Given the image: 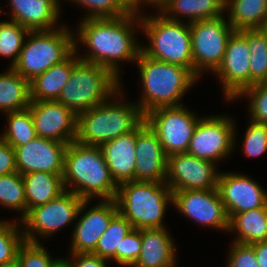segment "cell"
Wrapping results in <instances>:
<instances>
[{
    "label": "cell",
    "instance_id": "4",
    "mask_svg": "<svg viewBox=\"0 0 267 267\" xmlns=\"http://www.w3.org/2000/svg\"><path fill=\"white\" fill-rule=\"evenodd\" d=\"M136 63L143 88L137 105L144 115L159 107L183 105L179 101L198 80L187 68L153 59L142 51Z\"/></svg>",
    "mask_w": 267,
    "mask_h": 267
},
{
    "label": "cell",
    "instance_id": "2",
    "mask_svg": "<svg viewBox=\"0 0 267 267\" xmlns=\"http://www.w3.org/2000/svg\"><path fill=\"white\" fill-rule=\"evenodd\" d=\"M63 185L83 200L115 199L118 185L112 179L100 146L70 142L64 155Z\"/></svg>",
    "mask_w": 267,
    "mask_h": 267
},
{
    "label": "cell",
    "instance_id": "21",
    "mask_svg": "<svg viewBox=\"0 0 267 267\" xmlns=\"http://www.w3.org/2000/svg\"><path fill=\"white\" fill-rule=\"evenodd\" d=\"M136 138L137 128L100 146L111 177L117 185L135 181Z\"/></svg>",
    "mask_w": 267,
    "mask_h": 267
},
{
    "label": "cell",
    "instance_id": "15",
    "mask_svg": "<svg viewBox=\"0 0 267 267\" xmlns=\"http://www.w3.org/2000/svg\"><path fill=\"white\" fill-rule=\"evenodd\" d=\"M250 55L247 39L234 31L227 41L223 61L214 72L222 81L227 101L237 100L250 87Z\"/></svg>",
    "mask_w": 267,
    "mask_h": 267
},
{
    "label": "cell",
    "instance_id": "27",
    "mask_svg": "<svg viewBox=\"0 0 267 267\" xmlns=\"http://www.w3.org/2000/svg\"><path fill=\"white\" fill-rule=\"evenodd\" d=\"M225 10L235 31L261 29L267 20V0H225Z\"/></svg>",
    "mask_w": 267,
    "mask_h": 267
},
{
    "label": "cell",
    "instance_id": "40",
    "mask_svg": "<svg viewBox=\"0 0 267 267\" xmlns=\"http://www.w3.org/2000/svg\"><path fill=\"white\" fill-rule=\"evenodd\" d=\"M142 229H132L122 239L121 265L131 267L138 259L141 252Z\"/></svg>",
    "mask_w": 267,
    "mask_h": 267
},
{
    "label": "cell",
    "instance_id": "44",
    "mask_svg": "<svg viewBox=\"0 0 267 267\" xmlns=\"http://www.w3.org/2000/svg\"><path fill=\"white\" fill-rule=\"evenodd\" d=\"M260 267H267V240L251 244Z\"/></svg>",
    "mask_w": 267,
    "mask_h": 267
},
{
    "label": "cell",
    "instance_id": "39",
    "mask_svg": "<svg viewBox=\"0 0 267 267\" xmlns=\"http://www.w3.org/2000/svg\"><path fill=\"white\" fill-rule=\"evenodd\" d=\"M243 141L244 155L247 157L259 156L267 151V124L258 123L249 119Z\"/></svg>",
    "mask_w": 267,
    "mask_h": 267
},
{
    "label": "cell",
    "instance_id": "31",
    "mask_svg": "<svg viewBox=\"0 0 267 267\" xmlns=\"http://www.w3.org/2000/svg\"><path fill=\"white\" fill-rule=\"evenodd\" d=\"M248 41L250 50V87L267 82V36L261 29L239 31Z\"/></svg>",
    "mask_w": 267,
    "mask_h": 267
},
{
    "label": "cell",
    "instance_id": "7",
    "mask_svg": "<svg viewBox=\"0 0 267 267\" xmlns=\"http://www.w3.org/2000/svg\"><path fill=\"white\" fill-rule=\"evenodd\" d=\"M157 14L148 17L140 14L139 28L149 40V46L141 45V51L153 59L187 68L193 74L190 24Z\"/></svg>",
    "mask_w": 267,
    "mask_h": 267
},
{
    "label": "cell",
    "instance_id": "20",
    "mask_svg": "<svg viewBox=\"0 0 267 267\" xmlns=\"http://www.w3.org/2000/svg\"><path fill=\"white\" fill-rule=\"evenodd\" d=\"M118 213L114 199L101 200L79 218L72 233L70 253H92L111 219Z\"/></svg>",
    "mask_w": 267,
    "mask_h": 267
},
{
    "label": "cell",
    "instance_id": "41",
    "mask_svg": "<svg viewBox=\"0 0 267 267\" xmlns=\"http://www.w3.org/2000/svg\"><path fill=\"white\" fill-rule=\"evenodd\" d=\"M230 248L227 267H260L251 244L233 242Z\"/></svg>",
    "mask_w": 267,
    "mask_h": 267
},
{
    "label": "cell",
    "instance_id": "23",
    "mask_svg": "<svg viewBox=\"0 0 267 267\" xmlns=\"http://www.w3.org/2000/svg\"><path fill=\"white\" fill-rule=\"evenodd\" d=\"M173 240L166 227L142 229L141 252L131 267H176Z\"/></svg>",
    "mask_w": 267,
    "mask_h": 267
},
{
    "label": "cell",
    "instance_id": "11",
    "mask_svg": "<svg viewBox=\"0 0 267 267\" xmlns=\"http://www.w3.org/2000/svg\"><path fill=\"white\" fill-rule=\"evenodd\" d=\"M200 119L183 105L159 107L145 114V122L156 133L167 157L187 153Z\"/></svg>",
    "mask_w": 267,
    "mask_h": 267
},
{
    "label": "cell",
    "instance_id": "35",
    "mask_svg": "<svg viewBox=\"0 0 267 267\" xmlns=\"http://www.w3.org/2000/svg\"><path fill=\"white\" fill-rule=\"evenodd\" d=\"M17 224L15 221H0V264L16 259L25 241L23 231L18 229Z\"/></svg>",
    "mask_w": 267,
    "mask_h": 267
},
{
    "label": "cell",
    "instance_id": "43",
    "mask_svg": "<svg viewBox=\"0 0 267 267\" xmlns=\"http://www.w3.org/2000/svg\"><path fill=\"white\" fill-rule=\"evenodd\" d=\"M70 259H64L69 267H107V259L92 253H70ZM73 259V260H72ZM106 261V262H105Z\"/></svg>",
    "mask_w": 267,
    "mask_h": 267
},
{
    "label": "cell",
    "instance_id": "47",
    "mask_svg": "<svg viewBox=\"0 0 267 267\" xmlns=\"http://www.w3.org/2000/svg\"><path fill=\"white\" fill-rule=\"evenodd\" d=\"M0 267H19L18 260L16 258L12 261L1 263Z\"/></svg>",
    "mask_w": 267,
    "mask_h": 267
},
{
    "label": "cell",
    "instance_id": "19",
    "mask_svg": "<svg viewBox=\"0 0 267 267\" xmlns=\"http://www.w3.org/2000/svg\"><path fill=\"white\" fill-rule=\"evenodd\" d=\"M135 181L164 183L167 156L156 133L145 120L137 127Z\"/></svg>",
    "mask_w": 267,
    "mask_h": 267
},
{
    "label": "cell",
    "instance_id": "9",
    "mask_svg": "<svg viewBox=\"0 0 267 267\" xmlns=\"http://www.w3.org/2000/svg\"><path fill=\"white\" fill-rule=\"evenodd\" d=\"M89 202L90 200H83L75 193L65 190L46 204L31 208L21 220L25 226L23 228L25 241L40 243L37 234L45 238L66 227L67 224L70 225L84 213Z\"/></svg>",
    "mask_w": 267,
    "mask_h": 267
},
{
    "label": "cell",
    "instance_id": "13",
    "mask_svg": "<svg viewBox=\"0 0 267 267\" xmlns=\"http://www.w3.org/2000/svg\"><path fill=\"white\" fill-rule=\"evenodd\" d=\"M172 192V204L186 217L207 227L229 231V218L217 188Z\"/></svg>",
    "mask_w": 267,
    "mask_h": 267
},
{
    "label": "cell",
    "instance_id": "46",
    "mask_svg": "<svg viewBox=\"0 0 267 267\" xmlns=\"http://www.w3.org/2000/svg\"><path fill=\"white\" fill-rule=\"evenodd\" d=\"M170 0H140V5H142V3H145V4H150V5H153L154 8L157 7V9L159 8V11L160 9L162 10L163 7L169 2ZM156 5V7H155Z\"/></svg>",
    "mask_w": 267,
    "mask_h": 267
},
{
    "label": "cell",
    "instance_id": "28",
    "mask_svg": "<svg viewBox=\"0 0 267 267\" xmlns=\"http://www.w3.org/2000/svg\"><path fill=\"white\" fill-rule=\"evenodd\" d=\"M31 103L30 82L12 67L0 73V110L9 113L27 109Z\"/></svg>",
    "mask_w": 267,
    "mask_h": 267
},
{
    "label": "cell",
    "instance_id": "36",
    "mask_svg": "<svg viewBox=\"0 0 267 267\" xmlns=\"http://www.w3.org/2000/svg\"><path fill=\"white\" fill-rule=\"evenodd\" d=\"M61 258L53 259L41 243L24 241L17 253L19 267H54Z\"/></svg>",
    "mask_w": 267,
    "mask_h": 267
},
{
    "label": "cell",
    "instance_id": "12",
    "mask_svg": "<svg viewBox=\"0 0 267 267\" xmlns=\"http://www.w3.org/2000/svg\"><path fill=\"white\" fill-rule=\"evenodd\" d=\"M233 121L226 115L201 117L193 131L187 153L215 164L226 158L236 142Z\"/></svg>",
    "mask_w": 267,
    "mask_h": 267
},
{
    "label": "cell",
    "instance_id": "32",
    "mask_svg": "<svg viewBox=\"0 0 267 267\" xmlns=\"http://www.w3.org/2000/svg\"><path fill=\"white\" fill-rule=\"evenodd\" d=\"M8 127L0 135L14 149L25 145L37 137L30 110L24 109L6 113Z\"/></svg>",
    "mask_w": 267,
    "mask_h": 267
},
{
    "label": "cell",
    "instance_id": "8",
    "mask_svg": "<svg viewBox=\"0 0 267 267\" xmlns=\"http://www.w3.org/2000/svg\"><path fill=\"white\" fill-rule=\"evenodd\" d=\"M74 34L65 25L29 31L13 69L29 82L75 51Z\"/></svg>",
    "mask_w": 267,
    "mask_h": 267
},
{
    "label": "cell",
    "instance_id": "5",
    "mask_svg": "<svg viewBox=\"0 0 267 267\" xmlns=\"http://www.w3.org/2000/svg\"><path fill=\"white\" fill-rule=\"evenodd\" d=\"M114 200L133 229L161 228L168 203H173V192L166 182L133 180L118 185Z\"/></svg>",
    "mask_w": 267,
    "mask_h": 267
},
{
    "label": "cell",
    "instance_id": "33",
    "mask_svg": "<svg viewBox=\"0 0 267 267\" xmlns=\"http://www.w3.org/2000/svg\"><path fill=\"white\" fill-rule=\"evenodd\" d=\"M0 205L21 212L19 221L26 216L24 183L18 171L0 175Z\"/></svg>",
    "mask_w": 267,
    "mask_h": 267
},
{
    "label": "cell",
    "instance_id": "49",
    "mask_svg": "<svg viewBox=\"0 0 267 267\" xmlns=\"http://www.w3.org/2000/svg\"><path fill=\"white\" fill-rule=\"evenodd\" d=\"M261 30L266 34L267 36V20L265 21L263 27L261 28Z\"/></svg>",
    "mask_w": 267,
    "mask_h": 267
},
{
    "label": "cell",
    "instance_id": "16",
    "mask_svg": "<svg viewBox=\"0 0 267 267\" xmlns=\"http://www.w3.org/2000/svg\"><path fill=\"white\" fill-rule=\"evenodd\" d=\"M31 112L38 137L69 144L77 134V115L54 101H31Z\"/></svg>",
    "mask_w": 267,
    "mask_h": 267
},
{
    "label": "cell",
    "instance_id": "34",
    "mask_svg": "<svg viewBox=\"0 0 267 267\" xmlns=\"http://www.w3.org/2000/svg\"><path fill=\"white\" fill-rule=\"evenodd\" d=\"M29 31L12 20L0 22V56L12 57L10 67L17 62Z\"/></svg>",
    "mask_w": 267,
    "mask_h": 267
},
{
    "label": "cell",
    "instance_id": "24",
    "mask_svg": "<svg viewBox=\"0 0 267 267\" xmlns=\"http://www.w3.org/2000/svg\"><path fill=\"white\" fill-rule=\"evenodd\" d=\"M77 51L75 49L63 62L53 65L30 81L31 101H54L58 99L62 88L71 75L74 64L79 60Z\"/></svg>",
    "mask_w": 267,
    "mask_h": 267
},
{
    "label": "cell",
    "instance_id": "38",
    "mask_svg": "<svg viewBox=\"0 0 267 267\" xmlns=\"http://www.w3.org/2000/svg\"><path fill=\"white\" fill-rule=\"evenodd\" d=\"M90 10L85 18L120 17L130 11L119 0H71Z\"/></svg>",
    "mask_w": 267,
    "mask_h": 267
},
{
    "label": "cell",
    "instance_id": "6",
    "mask_svg": "<svg viewBox=\"0 0 267 267\" xmlns=\"http://www.w3.org/2000/svg\"><path fill=\"white\" fill-rule=\"evenodd\" d=\"M119 80L109 69L79 59L56 101L78 115L111 98L123 87Z\"/></svg>",
    "mask_w": 267,
    "mask_h": 267
},
{
    "label": "cell",
    "instance_id": "3",
    "mask_svg": "<svg viewBox=\"0 0 267 267\" xmlns=\"http://www.w3.org/2000/svg\"><path fill=\"white\" fill-rule=\"evenodd\" d=\"M121 89L103 103L77 115L75 141L83 145L101 146L135 130L145 120V115L137 104L113 102L114 97L123 96Z\"/></svg>",
    "mask_w": 267,
    "mask_h": 267
},
{
    "label": "cell",
    "instance_id": "45",
    "mask_svg": "<svg viewBox=\"0 0 267 267\" xmlns=\"http://www.w3.org/2000/svg\"><path fill=\"white\" fill-rule=\"evenodd\" d=\"M130 12L140 14V0H119Z\"/></svg>",
    "mask_w": 267,
    "mask_h": 267
},
{
    "label": "cell",
    "instance_id": "14",
    "mask_svg": "<svg viewBox=\"0 0 267 267\" xmlns=\"http://www.w3.org/2000/svg\"><path fill=\"white\" fill-rule=\"evenodd\" d=\"M216 169L215 163L188 153L169 155L165 182L172 191L215 189L219 176Z\"/></svg>",
    "mask_w": 267,
    "mask_h": 267
},
{
    "label": "cell",
    "instance_id": "48",
    "mask_svg": "<svg viewBox=\"0 0 267 267\" xmlns=\"http://www.w3.org/2000/svg\"><path fill=\"white\" fill-rule=\"evenodd\" d=\"M54 267H69L67 262L64 260V258H61Z\"/></svg>",
    "mask_w": 267,
    "mask_h": 267
},
{
    "label": "cell",
    "instance_id": "29",
    "mask_svg": "<svg viewBox=\"0 0 267 267\" xmlns=\"http://www.w3.org/2000/svg\"><path fill=\"white\" fill-rule=\"evenodd\" d=\"M237 231L233 242L253 244L267 240V203L257 209L235 214L229 220V231Z\"/></svg>",
    "mask_w": 267,
    "mask_h": 267
},
{
    "label": "cell",
    "instance_id": "30",
    "mask_svg": "<svg viewBox=\"0 0 267 267\" xmlns=\"http://www.w3.org/2000/svg\"><path fill=\"white\" fill-rule=\"evenodd\" d=\"M133 229L132 224L119 212L111 219L106 231L100 236L92 254L121 265L122 239Z\"/></svg>",
    "mask_w": 267,
    "mask_h": 267
},
{
    "label": "cell",
    "instance_id": "25",
    "mask_svg": "<svg viewBox=\"0 0 267 267\" xmlns=\"http://www.w3.org/2000/svg\"><path fill=\"white\" fill-rule=\"evenodd\" d=\"M62 176L50 172H32L22 175L26 214L31 208L46 204L65 191Z\"/></svg>",
    "mask_w": 267,
    "mask_h": 267
},
{
    "label": "cell",
    "instance_id": "1",
    "mask_svg": "<svg viewBox=\"0 0 267 267\" xmlns=\"http://www.w3.org/2000/svg\"><path fill=\"white\" fill-rule=\"evenodd\" d=\"M79 24L74 36L75 49L81 42L89 52L79 59L99 64L117 78L121 75L118 61H137L141 52V45L134 38V28L141 26L138 13L130 12L120 17L83 18Z\"/></svg>",
    "mask_w": 267,
    "mask_h": 267
},
{
    "label": "cell",
    "instance_id": "37",
    "mask_svg": "<svg viewBox=\"0 0 267 267\" xmlns=\"http://www.w3.org/2000/svg\"><path fill=\"white\" fill-rule=\"evenodd\" d=\"M250 98V120L267 124V82L255 83L246 88L239 97ZM248 96V97H247Z\"/></svg>",
    "mask_w": 267,
    "mask_h": 267
},
{
    "label": "cell",
    "instance_id": "18",
    "mask_svg": "<svg viewBox=\"0 0 267 267\" xmlns=\"http://www.w3.org/2000/svg\"><path fill=\"white\" fill-rule=\"evenodd\" d=\"M67 143L36 137L15 148L16 168L21 175L50 172L63 175Z\"/></svg>",
    "mask_w": 267,
    "mask_h": 267
},
{
    "label": "cell",
    "instance_id": "22",
    "mask_svg": "<svg viewBox=\"0 0 267 267\" xmlns=\"http://www.w3.org/2000/svg\"><path fill=\"white\" fill-rule=\"evenodd\" d=\"M11 19L30 31L52 30L60 15L59 0H9ZM56 25V26H54Z\"/></svg>",
    "mask_w": 267,
    "mask_h": 267
},
{
    "label": "cell",
    "instance_id": "42",
    "mask_svg": "<svg viewBox=\"0 0 267 267\" xmlns=\"http://www.w3.org/2000/svg\"><path fill=\"white\" fill-rule=\"evenodd\" d=\"M17 172L15 149L0 136V175Z\"/></svg>",
    "mask_w": 267,
    "mask_h": 267
},
{
    "label": "cell",
    "instance_id": "17",
    "mask_svg": "<svg viewBox=\"0 0 267 267\" xmlns=\"http://www.w3.org/2000/svg\"><path fill=\"white\" fill-rule=\"evenodd\" d=\"M217 189L229 220L238 213L257 209L267 203V193L249 176L219 173Z\"/></svg>",
    "mask_w": 267,
    "mask_h": 267
},
{
    "label": "cell",
    "instance_id": "10",
    "mask_svg": "<svg viewBox=\"0 0 267 267\" xmlns=\"http://www.w3.org/2000/svg\"><path fill=\"white\" fill-rule=\"evenodd\" d=\"M193 75L198 79L203 71L213 73L221 65L229 37L235 31L223 17L190 23Z\"/></svg>",
    "mask_w": 267,
    "mask_h": 267
},
{
    "label": "cell",
    "instance_id": "26",
    "mask_svg": "<svg viewBox=\"0 0 267 267\" xmlns=\"http://www.w3.org/2000/svg\"><path fill=\"white\" fill-rule=\"evenodd\" d=\"M224 11L225 0H170L160 10V13L174 21H180L179 18L183 15L189 18L187 20L190 24L203 19L223 16Z\"/></svg>",
    "mask_w": 267,
    "mask_h": 267
}]
</instances>
